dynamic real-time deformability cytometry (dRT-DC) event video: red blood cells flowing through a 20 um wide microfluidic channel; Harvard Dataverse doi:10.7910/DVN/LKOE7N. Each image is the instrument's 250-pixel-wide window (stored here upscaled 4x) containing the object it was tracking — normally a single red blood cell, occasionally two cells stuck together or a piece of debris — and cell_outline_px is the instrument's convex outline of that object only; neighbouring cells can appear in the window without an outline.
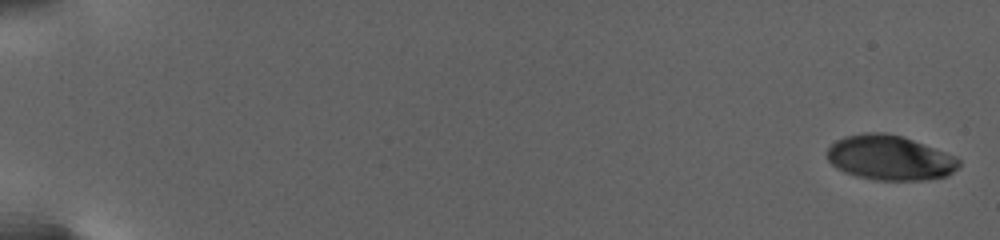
{"species": "human", "species_latin": "Homo sapiens", "temperature_condition": "warm", "stored_images_in_passage": 16, "camera_frame_rate_fps": 3000, "um_per_image_px": 0.085, "donor": {"sex": "female"}, "frame": {"image": 1, "passage_image": 1, "time_ms": 0.0, "image_size_px": [1000, 240], "cell_outline_px": [[960, 164], [952, 172], [944, 176], [924, 180], [876, 180], [856, 176], [844, 172], [836, 168], [828, 160], [828, 148], [836, 140], [844, 136], [864, 132], [884, 132], [900, 136], [924, 144], [956, 156], [960, 160]], "centroid_in_image_um": [75.61, 13.41], "position_along_channel_um": 9.4, "area_um2": 34.28}}
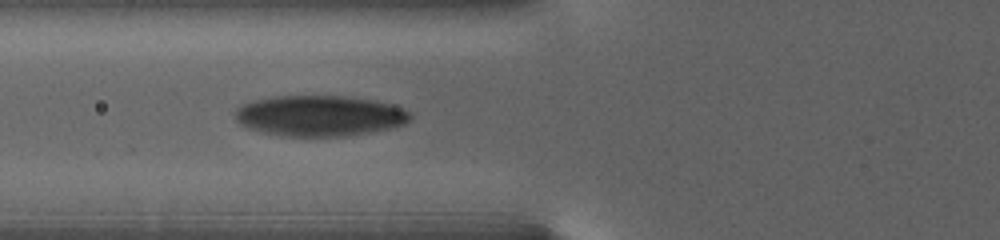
{"frame": {"image": 2, "passage_image": 12, "time_ms": 10.667, "image_size_px": [1000, 240], "cell_outline_px": [[412, 116], [404, 124], [392, 128], [372, 132], [348, 136], [280, 136], [260, 132], [244, 128], [236, 120], [236, 108], [252, 100], [276, 96], [344, 96], [376, 100], [392, 104], [404, 108]], "centroid_in_image_um": [27.16, 9.85], "position_along_channel_um": 98.6, "area_um2": 41.96}}
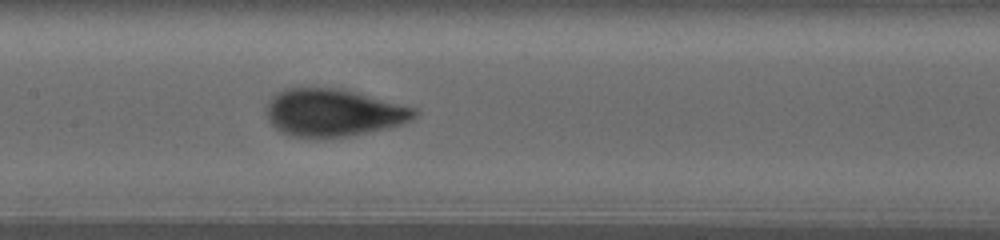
{"frame": {"image": 3, "passage_image": 16, "time_ms": 13.667, "image_size_px": [1000, 240], "cell_outline_px": [[416, 116], [412, 120], [404, 124], [388, 128], [348, 136], [320, 140], [288, 136], [280, 132], [268, 120], [268, 104], [272, 96], [276, 92], [284, 88], [336, 88], [416, 108]], "centroid_in_image_um": [28.3, 9.62], "position_along_channel_um": 179.1, "area_um2": 41.15}}